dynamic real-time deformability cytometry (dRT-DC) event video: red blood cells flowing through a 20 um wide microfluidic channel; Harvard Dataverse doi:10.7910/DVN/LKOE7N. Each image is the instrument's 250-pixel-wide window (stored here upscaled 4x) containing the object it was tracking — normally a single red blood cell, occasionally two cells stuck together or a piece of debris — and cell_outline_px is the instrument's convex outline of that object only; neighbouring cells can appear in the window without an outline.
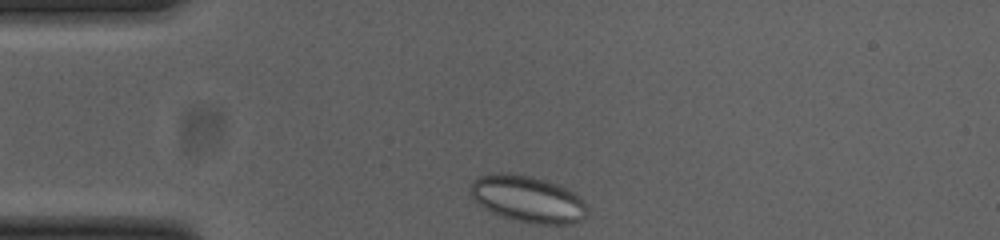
{"species": "common noctule bat (a hibernating species)", "species_latin": "Nyctalus noctula", "temperature_condition": "cold", "stored_images_in_passage": 33, "camera_frame_rate_fps": 3000, "um_per_image_px": 0.085, "animal": {"sex": "female", "body_mass_g": 23.0, "forearm_length_mm": 53.4}, "frame": {"image": 1, "passage_image": 1, "time_ms": 0.0, "image_size_px": [1000, 240], "cell_outline_px": [[588, 208], [584, 216], [576, 224], [532, 224], [512, 220], [500, 216], [484, 208], [468, 192], [472, 180], [480, 176], [500, 172], [504, 172], [528, 176], [544, 180], [568, 188], [584, 200]], "centroid_in_image_um": [44.86, 16.93], "position_along_channel_um": 40.1, "area_um2": 31.91}}
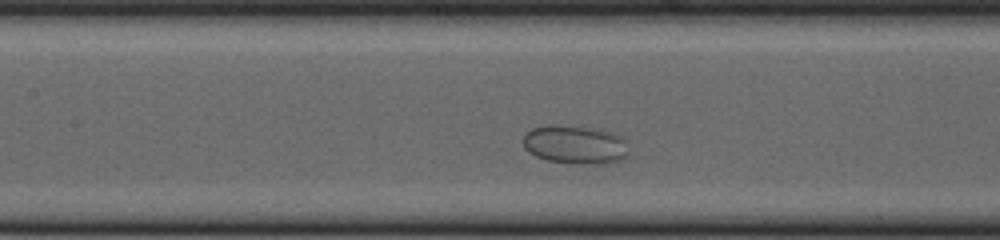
{"frame": {"image": 2, "passage_image": 13, "time_ms": 4.0, "image_size_px": [1000, 240], "cell_outline_px": [[628, 156], [620, 160], [604, 164], [580, 164], [548, 160], [536, 156], [528, 152], [524, 148], [524, 136], [532, 128], [548, 124], [588, 128], [608, 132], [620, 136], [624, 140], [628, 152]], "centroid_in_image_um": [48.87, 12.31], "position_along_channel_um": 158.5, "area_um2": 23.47}}
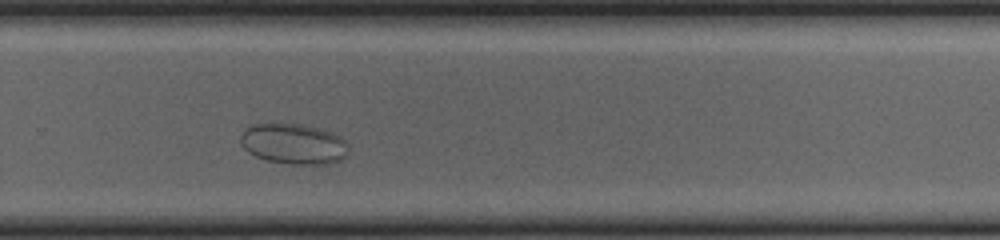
{"frame": {"image": 3, "passage_image": 25, "time_ms": 8.0, "image_size_px": [1000, 240], "cell_outline_px": [[348, 156], [332, 164], [292, 164], [268, 160], [256, 156], [248, 152], [244, 148], [240, 140], [240, 136], [244, 128], [252, 124], [276, 120], [300, 124], [332, 132], [344, 140], [348, 152]], "centroid_in_image_um": [24.91, 12.19], "position_along_channel_um": 304.9, "area_um2": 26.07}}